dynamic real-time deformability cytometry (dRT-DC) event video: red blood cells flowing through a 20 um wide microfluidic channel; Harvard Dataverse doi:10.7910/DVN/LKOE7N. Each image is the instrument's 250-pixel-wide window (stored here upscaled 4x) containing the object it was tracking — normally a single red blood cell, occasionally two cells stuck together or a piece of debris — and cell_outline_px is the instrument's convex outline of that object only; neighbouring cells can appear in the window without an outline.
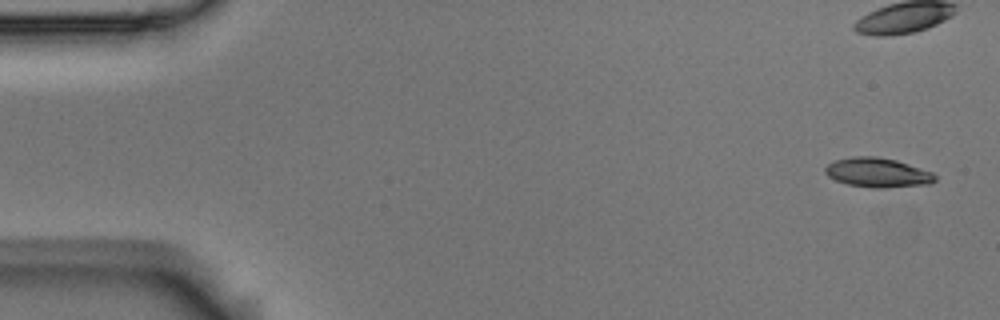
{"species": "Egyptian fruit bat (a non-hibernating species)", "species_latin": "Rousettus aegyptiacus", "temperature_condition": "room temperature", "stored_images_in_passage": 6, "camera_frame_rate_fps": 3000, "um_per_image_px": 0.085, "animal": {"sex": "male"}, "frame": {"image": 1, "passage_image": 1, "time_ms": 0.0, "image_size_px": [1000, 320], "cell_outline_px": [[936, 180], [932, 184], [888, 188], [872, 188], [848, 184], [836, 180], [828, 176], [824, 172], [824, 168], [832, 160], [852, 156], [876, 156], [896, 160], [932, 172], [936, 176]], "centroid_in_image_um": [74.59, 14.67], "position_along_channel_um": 10.4, "area_um2": 19.07}}
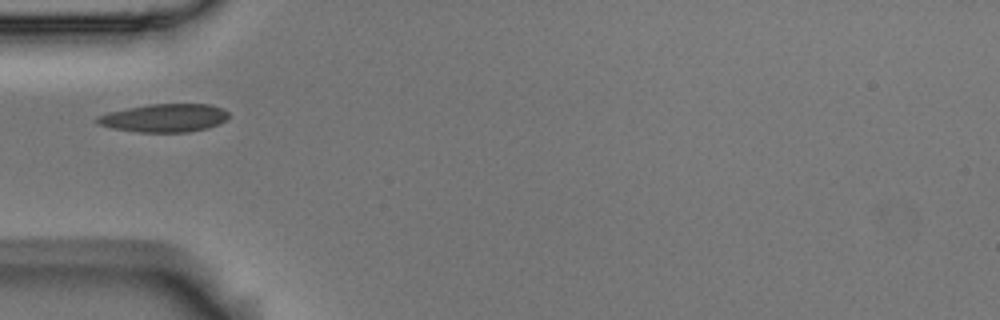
{"frame": {"image": 2, "passage_image": 6, "time_ms": 1.667, "image_size_px": [1000, 320], "cell_outline_px": [[228, 116], [224, 120], [208, 128], [188, 132], [136, 132], [112, 128], [100, 124], [96, 120], [96, 116], [108, 112], [148, 104], [208, 104], [220, 108], [228, 112]], "centroid_in_image_um": [13.94, 10.03], "position_along_channel_um": 71.1, "area_um2": 21.39}}